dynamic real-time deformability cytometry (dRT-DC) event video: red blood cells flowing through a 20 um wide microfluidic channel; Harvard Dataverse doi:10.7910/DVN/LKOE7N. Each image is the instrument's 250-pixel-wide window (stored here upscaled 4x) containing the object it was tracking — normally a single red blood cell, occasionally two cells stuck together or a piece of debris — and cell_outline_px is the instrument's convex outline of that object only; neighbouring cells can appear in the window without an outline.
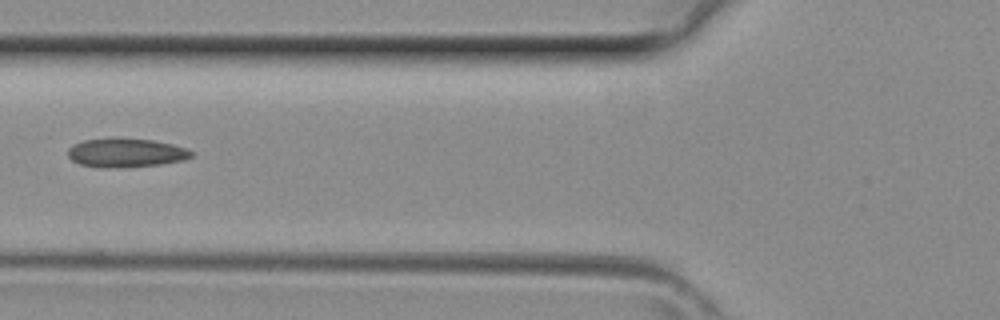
{"species": "common noctule bat (a hibernating species)", "species_latin": "Nyctalus noctula", "temperature_condition": "room temperature", "stored_images_in_passage": 4, "camera_frame_rate_fps": 3000, "um_per_image_px": 0.085, "animal": {"sex": "female", "body_mass_g": 29.2, "forearm_length_mm": 56.3}, "frame": {"image": 1, "passage_image": 4, "time_ms": 1.0, "image_size_px": [1000, 320], "cell_outline_px": [[192, 156], [184, 160], [160, 164], [108, 168], [100, 168], [80, 164], [72, 160], [68, 156], [68, 148], [72, 144], [84, 140], [112, 136], [116, 136], [152, 140], [172, 144], [188, 148], [192, 152]], "centroid_in_image_um": [10.66, 12.95], "position_along_channel_um": 115.1, "area_um2": 21.21}}